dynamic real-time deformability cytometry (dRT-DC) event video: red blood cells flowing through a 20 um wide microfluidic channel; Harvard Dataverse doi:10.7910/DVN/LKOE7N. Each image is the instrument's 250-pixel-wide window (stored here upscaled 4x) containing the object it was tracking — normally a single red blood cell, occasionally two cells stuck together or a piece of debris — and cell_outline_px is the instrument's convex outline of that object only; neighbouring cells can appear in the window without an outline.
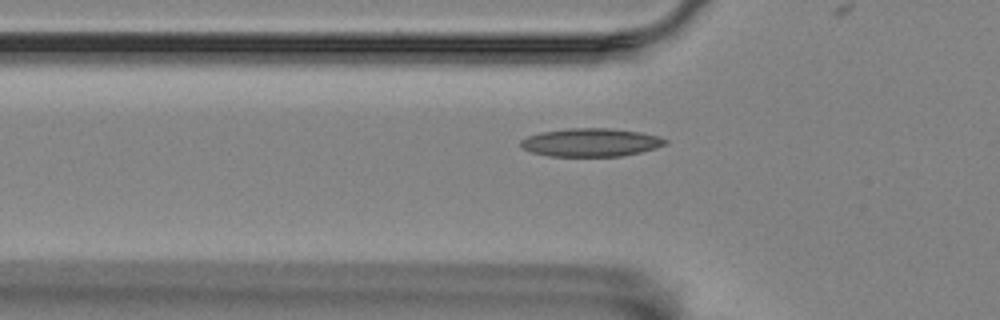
{"species": "Egyptian fruit bat (a non-hibernating species)", "species_latin": "Rousettus aegyptiacus", "temperature_condition": "room temperature", "stored_images_in_passage": 3, "camera_frame_rate_fps": 3000, "um_per_image_px": 0.085, "animal": {"sex": "female"}, "frame": {"image": 1, "passage_image": 3, "time_ms": 0.667, "image_size_px": [1000, 320], "cell_outline_px": [[668, 144], [656, 148], [640, 152], [620, 156], [548, 156], [532, 152], [520, 148], [520, 140], [528, 136], [540, 132], [568, 128], [608, 128], [640, 132], [656, 136], [668, 140]], "centroid_in_image_um": [50.19, 12.1], "position_along_channel_um": 75.6, "area_um2": 23.81}}